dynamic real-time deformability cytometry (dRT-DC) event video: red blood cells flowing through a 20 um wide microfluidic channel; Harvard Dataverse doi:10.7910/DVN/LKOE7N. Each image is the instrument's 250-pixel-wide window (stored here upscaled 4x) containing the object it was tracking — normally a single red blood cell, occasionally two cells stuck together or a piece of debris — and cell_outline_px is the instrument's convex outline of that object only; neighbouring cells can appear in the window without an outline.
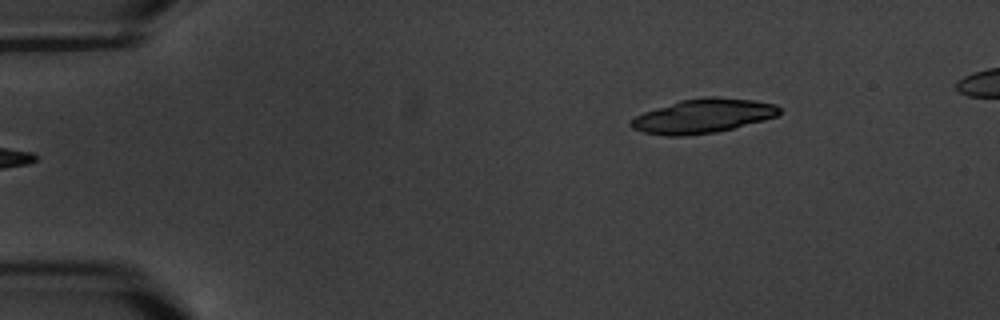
{"species": "common noctule bat (a hibernating species)", "species_latin": "Nyctalus noctula", "temperature_condition": "warm", "stored_images_in_passage": 7, "camera_frame_rate_fps": 3000, "um_per_image_px": 0.085, "animal": {"sex": "male", "body_mass_g": 20.1, "forearm_length_mm": 53.5}, "frame": {"image": 1, "passage_image": 7, "time_ms": 7.0, "image_size_px": [1000, 320], "cell_outline_px": [[780, 112], [776, 116], [764, 120], [716, 132], [684, 136], [668, 136], [644, 132], [632, 128], [628, 124], [636, 116], [644, 112], [680, 100], [708, 96], [712, 96], [752, 100], [776, 104], [780, 108]], "centroid_in_image_um": [59.75, 9.86], "position_along_channel_um": 25.3, "area_um2": 29.3}}